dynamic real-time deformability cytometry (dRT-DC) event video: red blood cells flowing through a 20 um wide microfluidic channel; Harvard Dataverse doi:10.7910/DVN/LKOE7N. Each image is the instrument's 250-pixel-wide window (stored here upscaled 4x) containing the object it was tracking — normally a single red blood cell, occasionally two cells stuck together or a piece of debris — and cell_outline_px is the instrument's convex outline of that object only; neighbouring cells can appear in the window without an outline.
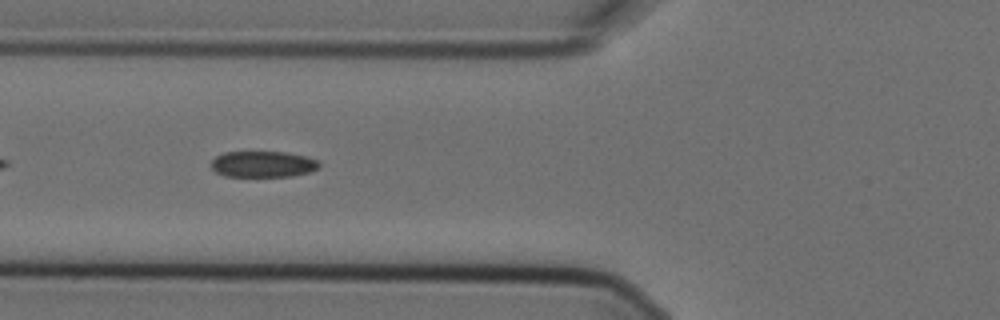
{"species": "Egyptian fruit bat (a non-hibernating species)", "species_latin": "Rousettus aegyptiacus", "temperature_condition": "cold", "stored_images_in_passage": 9, "segment_of_instrument_passage": [2, 2], "camera_frame_rate_fps": 3000, "um_per_image_px": 0.085, "animal": {"sex": "female"}, "frame": {"image": 1, "passage_image": 7, "time_ms": 2.0, "image_size_px": [1000, 320], "cell_outline_px": [[320, 168], [308, 172], [292, 176], [224, 176], [216, 172], [212, 168], [212, 160], [216, 156], [224, 152], [288, 152], [304, 156], [316, 160], [320, 164]], "centroid_in_image_um": [22.35, 13.95], "position_along_channel_um": 103.5, "area_um2": 16.36}}
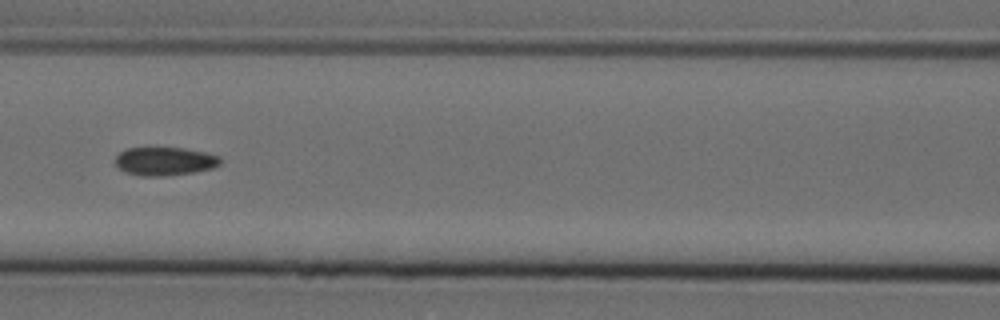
{"frame": {"image": 2, "passage_image": 8, "time_ms": 2.333, "image_size_px": [1000, 320], "cell_outline_px": [[220, 164], [212, 168], [192, 172], [164, 176], [140, 176], [124, 172], [116, 164], [116, 156], [120, 152], [128, 148], [184, 148], [204, 152], [220, 156]], "centroid_in_image_um": [13.99, 13.71], "position_along_channel_um": 152.6, "area_um2": 17.22}}
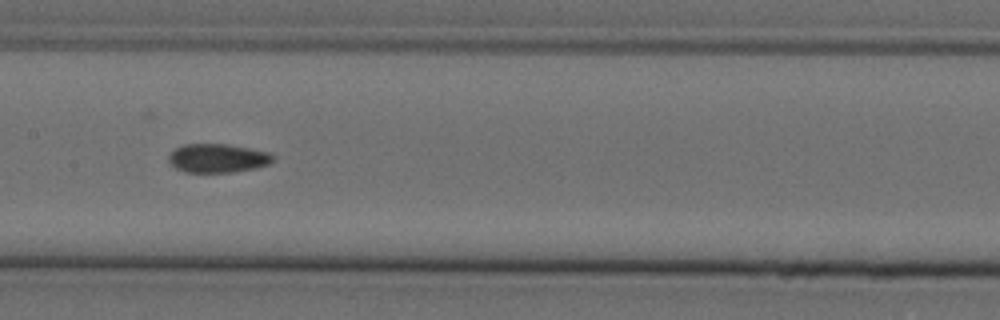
{"frame": {"image": 3, "passage_image": 9, "time_ms": 2.667, "image_size_px": [1000, 320], "cell_outline_px": [[276, 156], [268, 164], [256, 168], [232, 172], [184, 172], [168, 164], [168, 156], [176, 148], [184, 144], [228, 144], [268, 152]], "centroid_in_image_um": [18.48, 13.45], "position_along_channel_um": 188.9, "area_um2": 17.51}}